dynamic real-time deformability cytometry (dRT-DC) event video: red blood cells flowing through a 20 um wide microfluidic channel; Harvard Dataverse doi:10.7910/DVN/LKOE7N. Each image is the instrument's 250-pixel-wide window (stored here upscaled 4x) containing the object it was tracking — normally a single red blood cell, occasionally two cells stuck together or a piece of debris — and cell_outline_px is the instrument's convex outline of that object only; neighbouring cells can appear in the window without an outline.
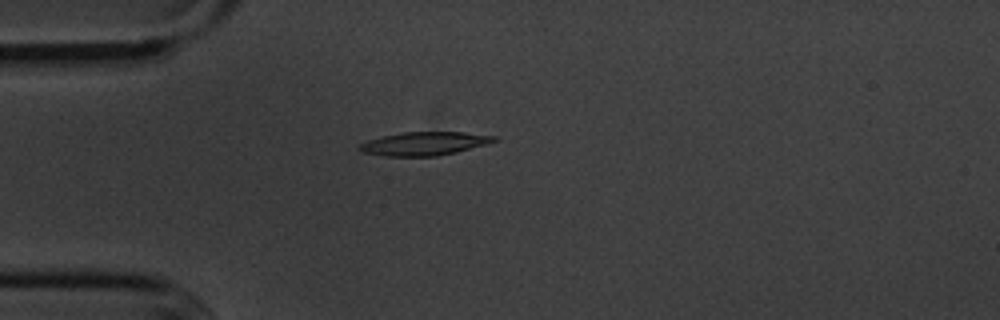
{"species": "common noctule bat (a hibernating species)", "species_latin": "Nyctalus noctula", "temperature_condition": "cold", "stored_images_in_passage": 5, "camera_frame_rate_fps": 3000, "um_per_image_px": 0.085, "animal": {"sex": "male", "body_mass_g": 20.1, "forearm_length_mm": 53.5}, "frame": {"image": 1, "passage_image": 4, "time_ms": 3.667, "image_size_px": [1000, 320], "cell_outline_px": [[500, 140], [488, 144], [456, 152], [436, 156], [384, 156], [360, 152], [356, 148], [360, 144], [368, 140], [384, 136], [404, 132], [464, 132], [496, 136]], "centroid_in_image_um": [36.08, 12.21], "position_along_channel_um": 48.9, "area_um2": 18.5}}